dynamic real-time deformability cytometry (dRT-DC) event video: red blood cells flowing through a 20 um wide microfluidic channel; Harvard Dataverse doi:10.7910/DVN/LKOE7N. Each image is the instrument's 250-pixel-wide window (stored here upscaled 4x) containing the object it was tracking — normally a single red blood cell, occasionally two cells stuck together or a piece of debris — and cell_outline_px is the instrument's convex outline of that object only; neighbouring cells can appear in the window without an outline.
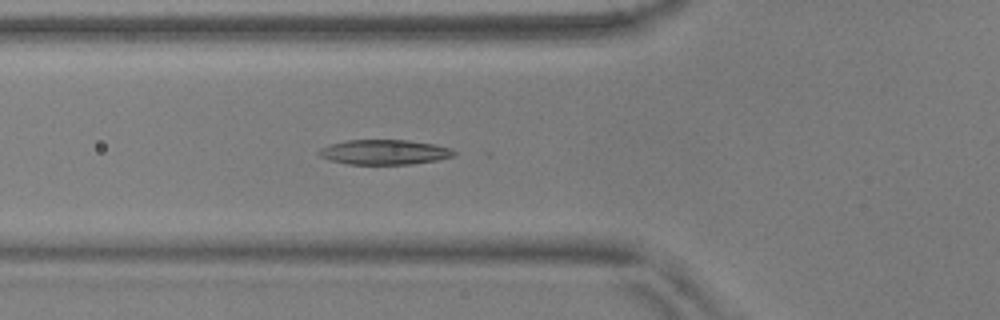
{"species": "common noctule bat (a hibernating species)", "species_latin": "Nyctalus noctula", "temperature_condition": "warm", "stored_images_in_passage": 54, "camera_frame_rate_fps": 3000, "um_per_image_px": 0.085, "animal": {"sex": "male", "body_mass_g": 17.9, "forearm_length_mm": 54.2}, "frame": {"image": 1, "passage_image": 19, "time_ms": 6.0, "image_size_px": [1000, 320], "cell_outline_px": [[456, 156], [436, 160], [412, 164], [348, 164], [328, 160], [320, 156], [316, 152], [320, 148], [332, 144], [348, 140], [408, 140], [436, 144], [452, 148], [456, 152]], "centroid_in_image_um": [32.7, 12.93], "position_along_channel_um": 93.1, "area_um2": 19.71}}
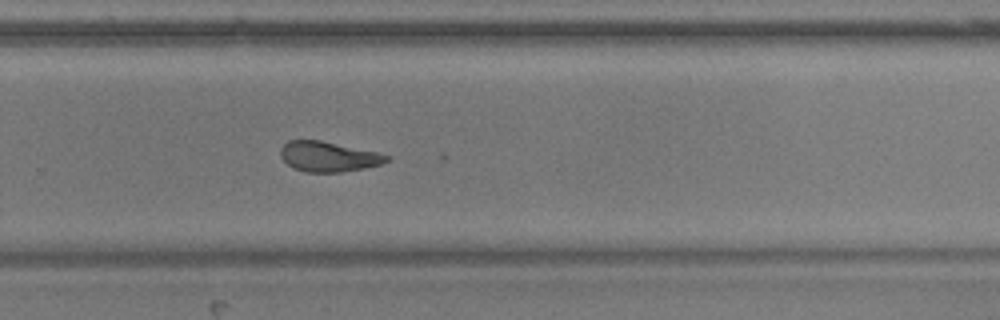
{"frame": {"image": 2, "passage_image": 36, "time_ms": 11.667, "image_size_px": [1000, 320], "cell_outline_px": [[388, 160], [380, 164], [364, 168], [340, 172], [308, 172], [292, 168], [280, 156], [280, 148], [288, 140], [320, 140], [376, 152], [388, 156]], "centroid_in_image_um": [27.85, 13.31], "position_along_channel_um": 301.9, "area_um2": 18.38}}
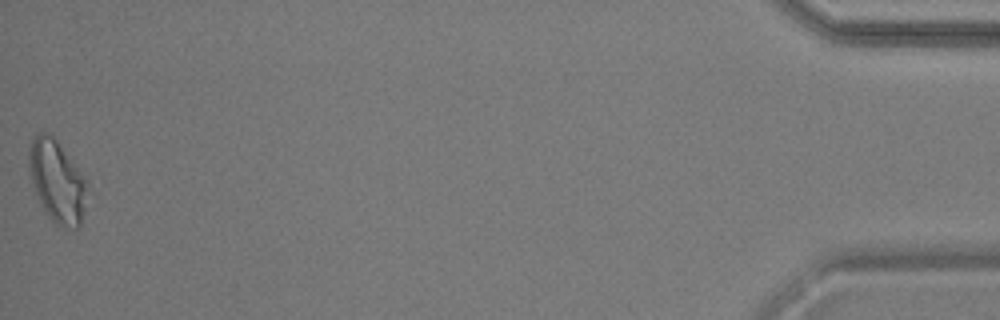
{"frame": {"image": 3, "passage_image": 54, "time_ms": 17.667, "image_size_px": [1000, 320], "cell_outline_px": [[88, 184], [84, 208], [80, 224], [76, 228], [56, 224], [44, 212], [36, 192], [32, 180], [28, 164], [28, 156], [32, 140], [40, 132], [44, 132], [52, 136], [56, 140], [88, 180]], "centroid_in_image_um": [4.86, 15.41], "position_along_channel_um": 430.3, "area_um2": 27.34}, "authors_computed_cell_mechanics": {"area_um2": 19.7098, "velocity_mm_per_s": 3.6879, "shape_relaxation_time_tau1_ms": null, "shape_relaxation_time_tau2_ms": 2.8713, "deformation_change_tau1": null, "deformation_change_tau2": 0.1021}}